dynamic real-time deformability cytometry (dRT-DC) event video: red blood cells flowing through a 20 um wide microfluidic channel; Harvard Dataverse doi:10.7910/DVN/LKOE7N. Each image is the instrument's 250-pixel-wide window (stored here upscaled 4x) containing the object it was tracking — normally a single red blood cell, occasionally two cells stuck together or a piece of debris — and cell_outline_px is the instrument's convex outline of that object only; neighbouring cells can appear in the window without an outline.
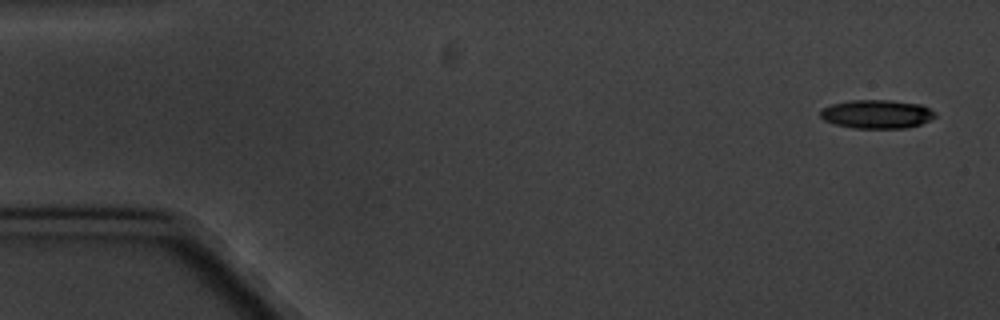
{"species": "common noctule bat (a hibernating species)", "species_latin": "Nyctalus noctula", "temperature_condition": "cold", "stored_images_in_passage": 5, "camera_frame_rate_fps": 3000, "um_per_image_px": 0.085, "animal": {"sex": "male", "body_mass_g": 20.1, "forearm_length_mm": 53.5}, "frame": {"image": 1, "passage_image": 1, "time_ms": 0.0, "image_size_px": [1000, 320], "cell_outline_px": [[936, 116], [920, 124], [908, 128], [852, 128], [836, 124], [824, 120], [820, 116], [820, 112], [824, 108], [832, 104], [852, 100], [892, 100], [920, 104], [936, 112]], "centroid_in_image_um": [74.54, 9.7], "position_along_channel_um": 10.5, "area_um2": 19.07}}
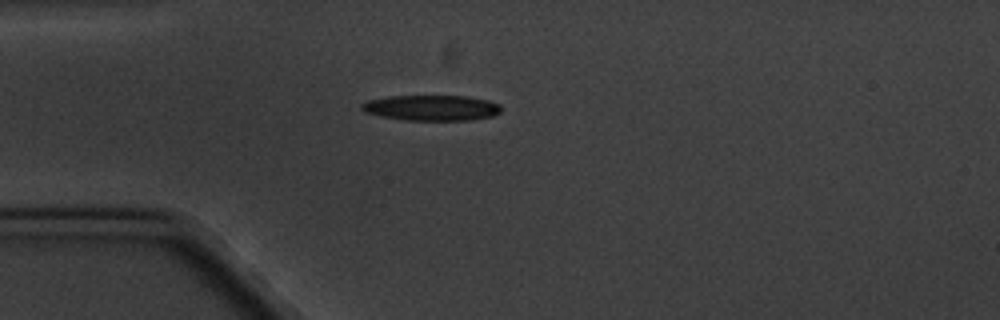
{"frame": {"image": 2, "passage_image": 5, "time_ms": 4.333, "image_size_px": [1000, 320], "cell_outline_px": [[500, 112], [492, 116], [472, 120], [404, 120], [380, 116], [364, 112], [360, 108], [360, 104], [368, 100], [388, 96], [468, 96], [488, 100], [500, 104]], "centroid_in_image_um": [36.66, 9.16], "position_along_channel_um": 48.3, "area_um2": 20.87}}